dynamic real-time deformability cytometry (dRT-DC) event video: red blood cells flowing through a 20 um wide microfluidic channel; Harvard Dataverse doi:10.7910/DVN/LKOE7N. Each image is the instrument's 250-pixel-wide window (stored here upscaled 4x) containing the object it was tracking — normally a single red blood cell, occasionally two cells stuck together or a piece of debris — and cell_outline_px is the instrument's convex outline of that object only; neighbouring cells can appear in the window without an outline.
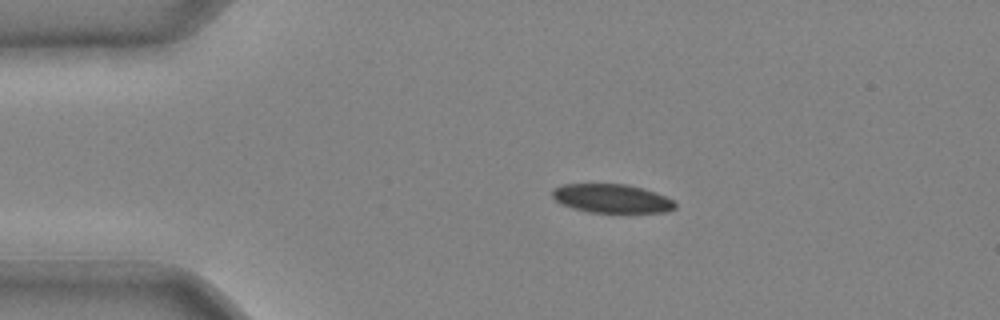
{"species": "common noctule bat (a hibernating species)", "species_latin": "Nyctalus noctula", "temperature_condition": "cold", "stored_images_in_passage": 35, "camera_frame_rate_fps": 3000, "um_per_image_px": 0.085, "animal": {"sex": "male", "body_mass_g": 20.4}, "frame": {"image": 1, "passage_image": 1, "time_ms": 0.0, "image_size_px": [1000, 320], "cell_outline_px": [[676, 208], [664, 212], [588, 212], [572, 208], [560, 204], [552, 196], [552, 188], [560, 184], [628, 184], [644, 188], [656, 192], [672, 200], [676, 204]], "centroid_in_image_um": [51.96, 16.86], "position_along_channel_um": 33.0, "area_um2": 20.69}}
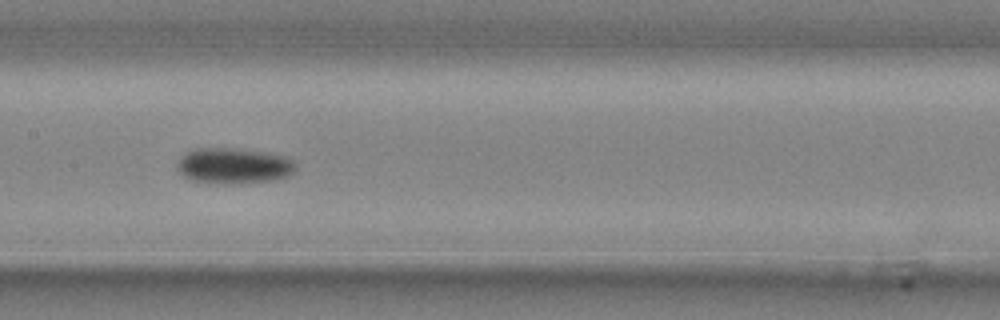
{"frame": {"image": 2, "passage_image": 14, "time_ms": 4.333, "image_size_px": [1000, 320], "cell_outline_px": [[296, 168], [288, 176], [276, 180], [236, 184], [224, 184], [192, 180], [184, 176], [176, 168], [176, 164], [180, 156], [192, 148], [232, 148], [268, 152], [288, 156], [296, 164]], "centroid_in_image_um": [19.87, 14.08], "position_along_channel_um": 187.5, "area_um2": 25.14}}
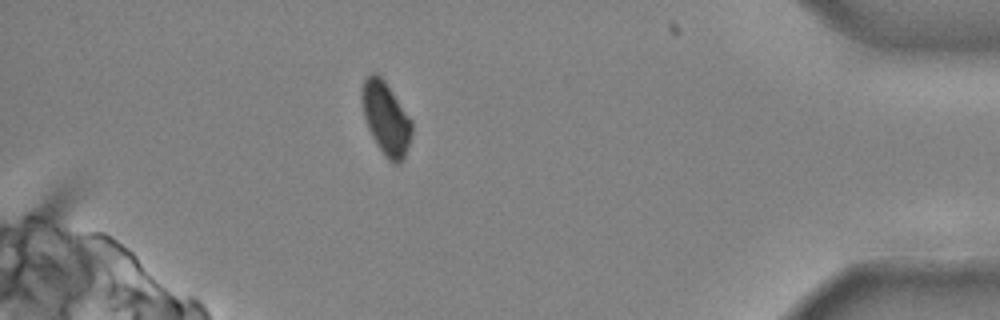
{"frame": {"image": 3, "passage_image": 31, "time_ms": 10.0, "image_size_px": [1000, 320], "cell_outline_px": [[412, 136], [404, 160], [400, 164], [392, 164], [384, 156], [376, 144], [368, 128], [364, 116], [364, 80], [372, 72], [376, 72], [384, 80], [412, 120]], "centroid_in_image_um": [32.86, 10.15], "position_along_channel_um": 402.3, "area_um2": 20.92}}